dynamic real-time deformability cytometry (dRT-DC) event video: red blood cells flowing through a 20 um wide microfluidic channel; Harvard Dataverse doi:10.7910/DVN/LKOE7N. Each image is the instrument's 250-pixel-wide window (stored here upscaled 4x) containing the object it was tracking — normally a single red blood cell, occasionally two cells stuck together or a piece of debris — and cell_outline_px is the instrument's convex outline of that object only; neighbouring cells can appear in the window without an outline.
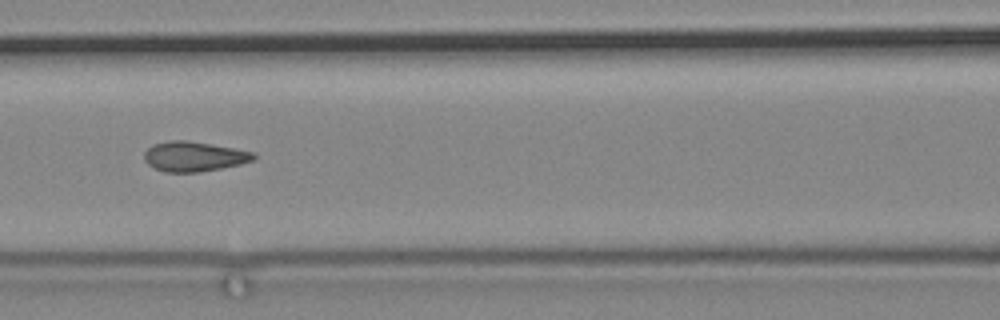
{"species": "common noctule bat (a hibernating species)", "species_latin": "Nyctalus noctula", "temperature_condition": "cold", "stored_images_in_passage": 48, "camera_frame_rate_fps": 3000, "um_per_image_px": 0.085, "animal": {"sex": "male", "body_mass_g": 19.2, "forearm_length_mm": 51.8}, "frame": {"image": 1, "passage_image": 12, "time_ms": 3.667, "image_size_px": [1000, 320], "cell_outline_px": [[256, 156], [252, 160], [240, 164], [200, 172], [164, 172], [148, 164], [144, 160], [144, 152], [152, 144], [168, 140], [184, 140], [232, 148], [252, 152]], "centroid_in_image_um": [16.42, 13.3], "position_along_channel_um": 150.2, "area_um2": 18.79}}
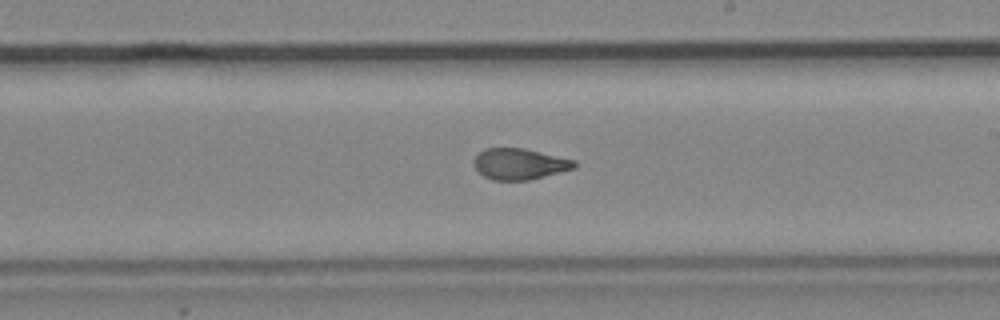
{"frame": {"image": 2, "passage_image": 21, "time_ms": 6.667, "image_size_px": [1000, 320], "cell_outline_px": [[576, 168], [528, 180], [492, 180], [484, 176], [472, 164], [472, 160], [484, 148], [524, 148], [576, 160]], "centroid_in_image_um": [44.15, 13.93], "position_along_channel_um": 244.8, "area_um2": 18.21}}
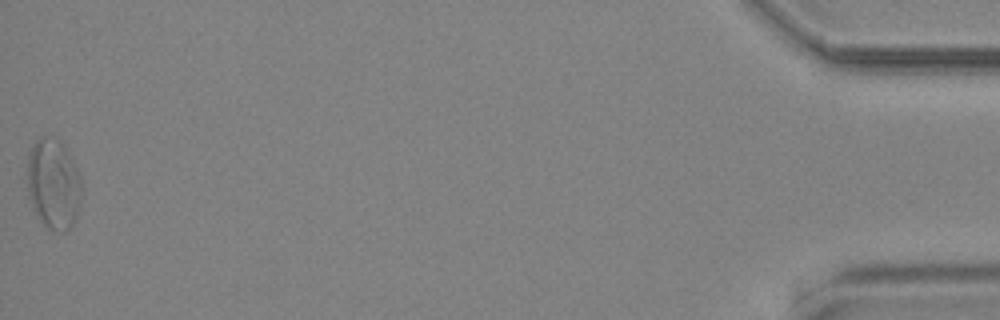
{"frame": {"image": 3, "passage_image": 48, "time_ms": 15.667, "image_size_px": [1000, 320], "cell_outline_px": [[80, 204], [76, 216], [72, 224], [64, 232], [60, 232], [48, 228], [40, 220], [28, 196], [28, 152], [36, 140], [40, 136], [52, 136], [60, 140], [64, 144], [80, 176]], "centroid_in_image_um": [4.53, 15.6], "position_along_channel_um": 430.7, "area_um2": 28.44}}